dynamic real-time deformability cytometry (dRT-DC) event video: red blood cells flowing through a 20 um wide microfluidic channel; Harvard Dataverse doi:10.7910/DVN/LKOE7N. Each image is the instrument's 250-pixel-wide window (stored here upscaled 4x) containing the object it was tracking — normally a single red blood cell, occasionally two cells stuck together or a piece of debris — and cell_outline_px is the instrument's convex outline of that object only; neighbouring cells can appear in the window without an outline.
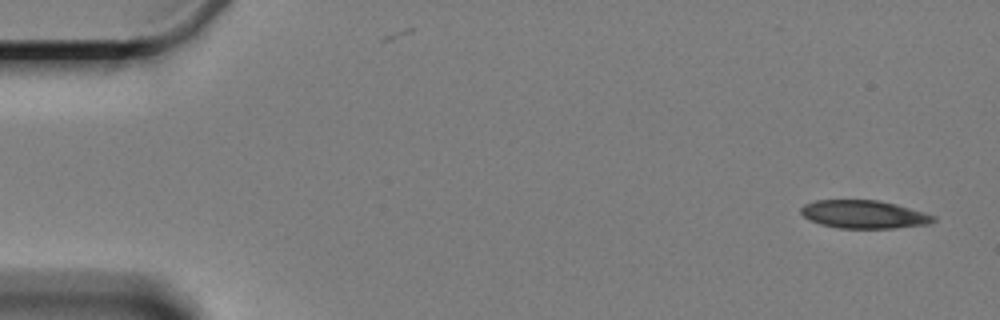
{"species": "Egyptian fruit bat (a non-hibernating species)", "species_latin": "Rousettus aegyptiacus", "temperature_condition": "cold", "stored_images_in_passage": 4, "camera_frame_rate_fps": 3000, "um_per_image_px": 0.085, "animal": {"sex": "female"}, "frame": {"image": 1, "passage_image": 1, "time_ms": 0.0, "image_size_px": [1000, 320], "cell_outline_px": [[936, 220], [932, 224], [892, 228], [836, 228], [820, 224], [804, 216], [800, 212], [800, 208], [804, 204], [816, 200], [876, 200], [896, 204], [924, 212], [936, 216]], "centroid_in_image_um": [73.46, 18.22], "position_along_channel_um": 11.5, "area_um2": 21.73}}
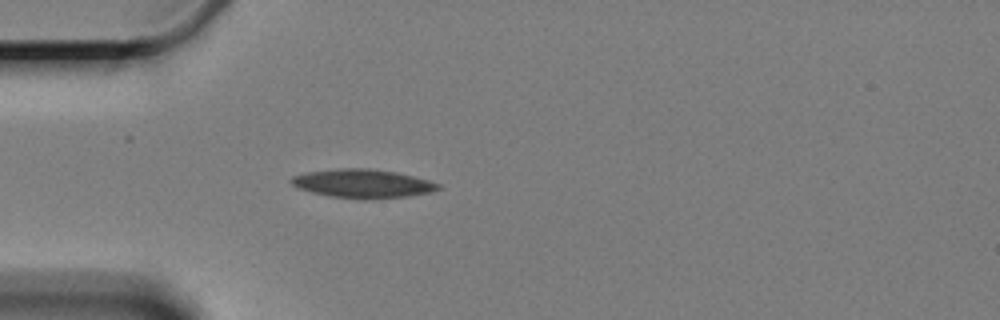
{"frame": {"image": 2, "passage_image": 4, "time_ms": 4.667, "image_size_px": [1000, 320], "cell_outline_px": [[440, 188], [432, 192], [408, 196], [364, 200], [328, 196], [296, 188], [288, 180], [292, 176], [308, 172], [340, 168], [368, 168], [396, 172], [428, 180], [440, 184]], "centroid_in_image_um": [30.8, 15.61], "position_along_channel_um": 54.2, "area_um2": 24.68}}